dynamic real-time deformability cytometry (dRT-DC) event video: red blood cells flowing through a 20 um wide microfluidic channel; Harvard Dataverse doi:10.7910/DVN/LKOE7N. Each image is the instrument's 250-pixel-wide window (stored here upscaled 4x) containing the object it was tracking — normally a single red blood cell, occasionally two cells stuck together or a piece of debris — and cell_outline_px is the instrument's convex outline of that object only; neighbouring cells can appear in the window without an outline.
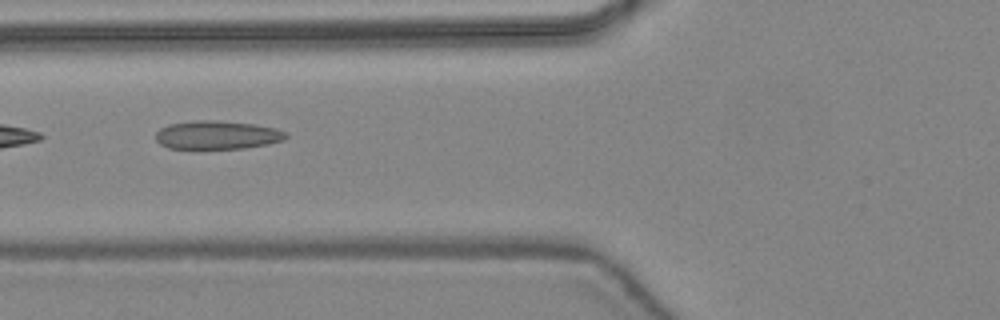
{"species": "common noctule bat (a hibernating species)", "species_latin": "Nyctalus noctula", "temperature_condition": "warm", "stored_images_in_passage": 9, "camera_frame_rate_fps": 3000, "um_per_image_px": 0.085, "animal": {"sex": "female", "body_mass_g": 24.6, "forearm_length_mm": 56.2}, "frame": {"image": 1, "passage_image": 4, "time_ms": 1.0, "image_size_px": [1000, 320], "cell_outline_px": [[288, 136], [284, 140], [268, 144], [244, 148], [168, 148], [160, 144], [156, 140], [156, 132], [160, 128], [168, 124], [196, 120], [216, 120], [252, 124], [276, 128], [284, 132]], "centroid_in_image_um": [18.44, 11.47], "position_along_channel_um": 107.4, "area_um2": 21.5}}
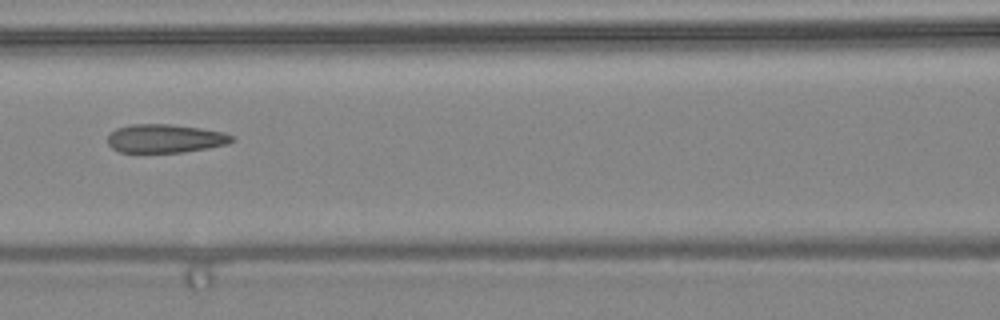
{"frame": {"image": 2, "passage_image": 7, "time_ms": 2.0, "image_size_px": [1000, 320], "cell_outline_px": [[236, 140], [228, 144], [208, 148], [184, 152], [120, 152], [112, 148], [108, 144], [108, 136], [116, 128], [132, 124], [168, 124], [200, 128], [224, 132], [236, 136]], "centroid_in_image_um": [14.09, 11.77], "position_along_channel_um": 152.5, "area_um2": 20.75}}